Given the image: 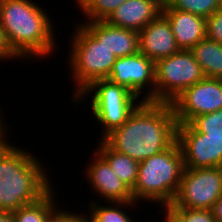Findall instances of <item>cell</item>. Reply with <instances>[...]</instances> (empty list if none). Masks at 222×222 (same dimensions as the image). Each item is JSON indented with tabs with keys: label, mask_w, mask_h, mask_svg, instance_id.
<instances>
[{
	"label": "cell",
	"mask_w": 222,
	"mask_h": 222,
	"mask_svg": "<svg viewBox=\"0 0 222 222\" xmlns=\"http://www.w3.org/2000/svg\"><path fill=\"white\" fill-rule=\"evenodd\" d=\"M177 122L170 103L142 101L128 120L102 140L138 162L163 152L176 141Z\"/></svg>",
	"instance_id": "cell-1"
},
{
	"label": "cell",
	"mask_w": 222,
	"mask_h": 222,
	"mask_svg": "<svg viewBox=\"0 0 222 222\" xmlns=\"http://www.w3.org/2000/svg\"><path fill=\"white\" fill-rule=\"evenodd\" d=\"M46 12L32 0H0L1 27L10 48L21 60L54 54L55 28Z\"/></svg>",
	"instance_id": "cell-2"
},
{
	"label": "cell",
	"mask_w": 222,
	"mask_h": 222,
	"mask_svg": "<svg viewBox=\"0 0 222 222\" xmlns=\"http://www.w3.org/2000/svg\"><path fill=\"white\" fill-rule=\"evenodd\" d=\"M7 141L0 147V211L14 212L33 204L52 188L43 163Z\"/></svg>",
	"instance_id": "cell-3"
},
{
	"label": "cell",
	"mask_w": 222,
	"mask_h": 222,
	"mask_svg": "<svg viewBox=\"0 0 222 222\" xmlns=\"http://www.w3.org/2000/svg\"><path fill=\"white\" fill-rule=\"evenodd\" d=\"M184 161L179 144L139 162L137 182L132 189L135 202L149 200L170 206L179 189Z\"/></svg>",
	"instance_id": "cell-4"
},
{
	"label": "cell",
	"mask_w": 222,
	"mask_h": 222,
	"mask_svg": "<svg viewBox=\"0 0 222 222\" xmlns=\"http://www.w3.org/2000/svg\"><path fill=\"white\" fill-rule=\"evenodd\" d=\"M71 39V50L69 51V64L71 77L75 81L73 95L76 99L81 92L93 81L108 78L117 57L99 43L81 24Z\"/></svg>",
	"instance_id": "cell-5"
},
{
	"label": "cell",
	"mask_w": 222,
	"mask_h": 222,
	"mask_svg": "<svg viewBox=\"0 0 222 222\" xmlns=\"http://www.w3.org/2000/svg\"><path fill=\"white\" fill-rule=\"evenodd\" d=\"M90 93L91 95L93 93L90 112L96 118L95 120L101 123L103 130L101 139L112 130L121 127L143 101L141 97L138 101L139 97L125 86L113 83L106 78L93 81L74 99V103L79 104Z\"/></svg>",
	"instance_id": "cell-6"
},
{
	"label": "cell",
	"mask_w": 222,
	"mask_h": 222,
	"mask_svg": "<svg viewBox=\"0 0 222 222\" xmlns=\"http://www.w3.org/2000/svg\"><path fill=\"white\" fill-rule=\"evenodd\" d=\"M201 66L190 50L155 62L154 102L171 103L184 90L204 78Z\"/></svg>",
	"instance_id": "cell-7"
},
{
	"label": "cell",
	"mask_w": 222,
	"mask_h": 222,
	"mask_svg": "<svg viewBox=\"0 0 222 222\" xmlns=\"http://www.w3.org/2000/svg\"><path fill=\"white\" fill-rule=\"evenodd\" d=\"M222 195V167L184 168L171 208L209 209Z\"/></svg>",
	"instance_id": "cell-8"
},
{
	"label": "cell",
	"mask_w": 222,
	"mask_h": 222,
	"mask_svg": "<svg viewBox=\"0 0 222 222\" xmlns=\"http://www.w3.org/2000/svg\"><path fill=\"white\" fill-rule=\"evenodd\" d=\"M177 124L222 109V79L204 77L188 87L171 103Z\"/></svg>",
	"instance_id": "cell-9"
},
{
	"label": "cell",
	"mask_w": 222,
	"mask_h": 222,
	"mask_svg": "<svg viewBox=\"0 0 222 222\" xmlns=\"http://www.w3.org/2000/svg\"><path fill=\"white\" fill-rule=\"evenodd\" d=\"M176 141L182 152L184 168L222 167V138L207 137L189 123L177 124Z\"/></svg>",
	"instance_id": "cell-10"
},
{
	"label": "cell",
	"mask_w": 222,
	"mask_h": 222,
	"mask_svg": "<svg viewBox=\"0 0 222 222\" xmlns=\"http://www.w3.org/2000/svg\"><path fill=\"white\" fill-rule=\"evenodd\" d=\"M107 79L125 86L138 97L147 93L141 99L154 102L155 62L140 51L117 58ZM147 87H149L148 90H146ZM144 90L146 92L142 93Z\"/></svg>",
	"instance_id": "cell-11"
},
{
	"label": "cell",
	"mask_w": 222,
	"mask_h": 222,
	"mask_svg": "<svg viewBox=\"0 0 222 222\" xmlns=\"http://www.w3.org/2000/svg\"><path fill=\"white\" fill-rule=\"evenodd\" d=\"M93 162L87 166V177L91 190L110 202L134 201L132 190L112 171L108 162L95 150Z\"/></svg>",
	"instance_id": "cell-12"
},
{
	"label": "cell",
	"mask_w": 222,
	"mask_h": 222,
	"mask_svg": "<svg viewBox=\"0 0 222 222\" xmlns=\"http://www.w3.org/2000/svg\"><path fill=\"white\" fill-rule=\"evenodd\" d=\"M179 50L169 21L162 13L139 31V51L154 62Z\"/></svg>",
	"instance_id": "cell-13"
},
{
	"label": "cell",
	"mask_w": 222,
	"mask_h": 222,
	"mask_svg": "<svg viewBox=\"0 0 222 222\" xmlns=\"http://www.w3.org/2000/svg\"><path fill=\"white\" fill-rule=\"evenodd\" d=\"M80 24L117 58L139 51V32L137 31L111 25L105 20L83 21Z\"/></svg>",
	"instance_id": "cell-14"
},
{
	"label": "cell",
	"mask_w": 222,
	"mask_h": 222,
	"mask_svg": "<svg viewBox=\"0 0 222 222\" xmlns=\"http://www.w3.org/2000/svg\"><path fill=\"white\" fill-rule=\"evenodd\" d=\"M162 14L169 21L180 50H191L198 42L206 38V18L174 9L165 0Z\"/></svg>",
	"instance_id": "cell-15"
},
{
	"label": "cell",
	"mask_w": 222,
	"mask_h": 222,
	"mask_svg": "<svg viewBox=\"0 0 222 222\" xmlns=\"http://www.w3.org/2000/svg\"><path fill=\"white\" fill-rule=\"evenodd\" d=\"M163 2L164 0H126L105 21L139 32L162 13Z\"/></svg>",
	"instance_id": "cell-16"
},
{
	"label": "cell",
	"mask_w": 222,
	"mask_h": 222,
	"mask_svg": "<svg viewBox=\"0 0 222 222\" xmlns=\"http://www.w3.org/2000/svg\"><path fill=\"white\" fill-rule=\"evenodd\" d=\"M96 151L108 162L112 171L132 190L138 178L139 162L111 149L100 139Z\"/></svg>",
	"instance_id": "cell-17"
},
{
	"label": "cell",
	"mask_w": 222,
	"mask_h": 222,
	"mask_svg": "<svg viewBox=\"0 0 222 222\" xmlns=\"http://www.w3.org/2000/svg\"><path fill=\"white\" fill-rule=\"evenodd\" d=\"M190 51L205 77L222 79V44L204 38Z\"/></svg>",
	"instance_id": "cell-18"
},
{
	"label": "cell",
	"mask_w": 222,
	"mask_h": 222,
	"mask_svg": "<svg viewBox=\"0 0 222 222\" xmlns=\"http://www.w3.org/2000/svg\"><path fill=\"white\" fill-rule=\"evenodd\" d=\"M52 189L42 199H39L33 204H29L20 207L16 211L12 212L14 216V222H44L46 217L56 209L55 195Z\"/></svg>",
	"instance_id": "cell-19"
},
{
	"label": "cell",
	"mask_w": 222,
	"mask_h": 222,
	"mask_svg": "<svg viewBox=\"0 0 222 222\" xmlns=\"http://www.w3.org/2000/svg\"><path fill=\"white\" fill-rule=\"evenodd\" d=\"M93 202V203H92ZM90 203L89 219L90 222H135L132 217L130 218L127 212L122 211L125 206L137 205L135 201L127 202H110L109 206L99 205L100 203L94 200ZM114 205V206H113ZM91 213V214H90Z\"/></svg>",
	"instance_id": "cell-20"
},
{
	"label": "cell",
	"mask_w": 222,
	"mask_h": 222,
	"mask_svg": "<svg viewBox=\"0 0 222 222\" xmlns=\"http://www.w3.org/2000/svg\"><path fill=\"white\" fill-rule=\"evenodd\" d=\"M126 0H75L86 21L106 20Z\"/></svg>",
	"instance_id": "cell-21"
},
{
	"label": "cell",
	"mask_w": 222,
	"mask_h": 222,
	"mask_svg": "<svg viewBox=\"0 0 222 222\" xmlns=\"http://www.w3.org/2000/svg\"><path fill=\"white\" fill-rule=\"evenodd\" d=\"M172 8L208 18L219 11L220 0H165Z\"/></svg>",
	"instance_id": "cell-22"
},
{
	"label": "cell",
	"mask_w": 222,
	"mask_h": 222,
	"mask_svg": "<svg viewBox=\"0 0 222 222\" xmlns=\"http://www.w3.org/2000/svg\"><path fill=\"white\" fill-rule=\"evenodd\" d=\"M189 124L207 137L222 138V109L196 116Z\"/></svg>",
	"instance_id": "cell-23"
},
{
	"label": "cell",
	"mask_w": 222,
	"mask_h": 222,
	"mask_svg": "<svg viewBox=\"0 0 222 222\" xmlns=\"http://www.w3.org/2000/svg\"><path fill=\"white\" fill-rule=\"evenodd\" d=\"M183 220V222H216L212 210L172 208Z\"/></svg>",
	"instance_id": "cell-24"
},
{
	"label": "cell",
	"mask_w": 222,
	"mask_h": 222,
	"mask_svg": "<svg viewBox=\"0 0 222 222\" xmlns=\"http://www.w3.org/2000/svg\"><path fill=\"white\" fill-rule=\"evenodd\" d=\"M206 38L222 44V13L220 11L206 18Z\"/></svg>",
	"instance_id": "cell-25"
},
{
	"label": "cell",
	"mask_w": 222,
	"mask_h": 222,
	"mask_svg": "<svg viewBox=\"0 0 222 222\" xmlns=\"http://www.w3.org/2000/svg\"><path fill=\"white\" fill-rule=\"evenodd\" d=\"M19 59V57L10 48L7 38L0 24V60Z\"/></svg>",
	"instance_id": "cell-26"
},
{
	"label": "cell",
	"mask_w": 222,
	"mask_h": 222,
	"mask_svg": "<svg viewBox=\"0 0 222 222\" xmlns=\"http://www.w3.org/2000/svg\"><path fill=\"white\" fill-rule=\"evenodd\" d=\"M61 222H90V219L88 214H74L61 209Z\"/></svg>",
	"instance_id": "cell-27"
},
{
	"label": "cell",
	"mask_w": 222,
	"mask_h": 222,
	"mask_svg": "<svg viewBox=\"0 0 222 222\" xmlns=\"http://www.w3.org/2000/svg\"><path fill=\"white\" fill-rule=\"evenodd\" d=\"M165 214H164V220L165 222H183L182 218L170 207V206H164Z\"/></svg>",
	"instance_id": "cell-28"
},
{
	"label": "cell",
	"mask_w": 222,
	"mask_h": 222,
	"mask_svg": "<svg viewBox=\"0 0 222 222\" xmlns=\"http://www.w3.org/2000/svg\"><path fill=\"white\" fill-rule=\"evenodd\" d=\"M211 210H212L213 216L215 217V221L222 222V195L214 203Z\"/></svg>",
	"instance_id": "cell-29"
},
{
	"label": "cell",
	"mask_w": 222,
	"mask_h": 222,
	"mask_svg": "<svg viewBox=\"0 0 222 222\" xmlns=\"http://www.w3.org/2000/svg\"><path fill=\"white\" fill-rule=\"evenodd\" d=\"M56 207L44 220V222H61V209ZM56 210V211H55Z\"/></svg>",
	"instance_id": "cell-30"
},
{
	"label": "cell",
	"mask_w": 222,
	"mask_h": 222,
	"mask_svg": "<svg viewBox=\"0 0 222 222\" xmlns=\"http://www.w3.org/2000/svg\"><path fill=\"white\" fill-rule=\"evenodd\" d=\"M5 129H7V127H5V123L2 117L0 116V147L6 142V139H7L6 132L8 131H6Z\"/></svg>",
	"instance_id": "cell-31"
},
{
	"label": "cell",
	"mask_w": 222,
	"mask_h": 222,
	"mask_svg": "<svg viewBox=\"0 0 222 222\" xmlns=\"http://www.w3.org/2000/svg\"><path fill=\"white\" fill-rule=\"evenodd\" d=\"M0 222H14L12 212L0 211Z\"/></svg>",
	"instance_id": "cell-32"
},
{
	"label": "cell",
	"mask_w": 222,
	"mask_h": 222,
	"mask_svg": "<svg viewBox=\"0 0 222 222\" xmlns=\"http://www.w3.org/2000/svg\"><path fill=\"white\" fill-rule=\"evenodd\" d=\"M219 11L222 13V0L219 2Z\"/></svg>",
	"instance_id": "cell-33"
}]
</instances>
